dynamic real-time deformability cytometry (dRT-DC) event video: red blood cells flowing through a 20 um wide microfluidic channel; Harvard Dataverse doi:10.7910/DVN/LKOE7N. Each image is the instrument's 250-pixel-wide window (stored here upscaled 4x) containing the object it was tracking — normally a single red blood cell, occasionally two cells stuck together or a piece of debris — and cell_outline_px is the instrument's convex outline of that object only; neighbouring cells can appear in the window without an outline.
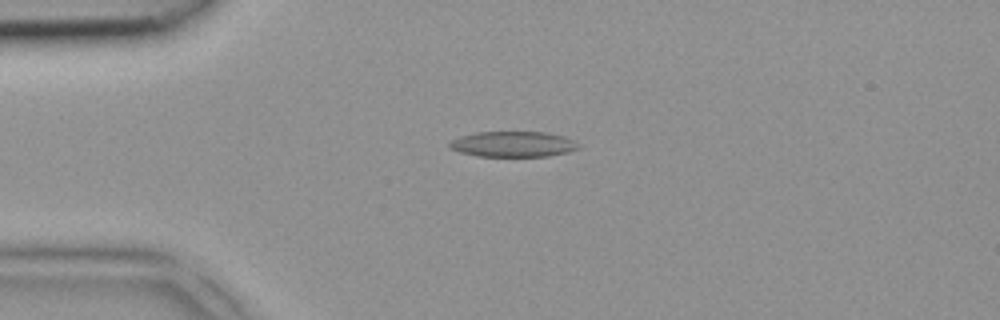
{"species": "common noctule bat (a hibernating species)", "species_latin": "Nyctalus noctula", "temperature_condition": "room temperature", "stored_images_in_passage": 5, "camera_frame_rate_fps": 3000, "um_per_image_px": 0.085, "animal": {"sex": "female", "body_mass_g": 18.4}, "frame": {"image": 1, "passage_image": 4, "time_ms": 1.0, "image_size_px": [1000, 320], "cell_outline_px": [[580, 148], [568, 152], [548, 156], [480, 156], [460, 152], [448, 148], [448, 140], [460, 136], [476, 132], [544, 132], [564, 136], [576, 140], [580, 144]], "centroid_in_image_um": [43.61, 12.25], "position_along_channel_um": 41.4, "area_um2": 19.42}}
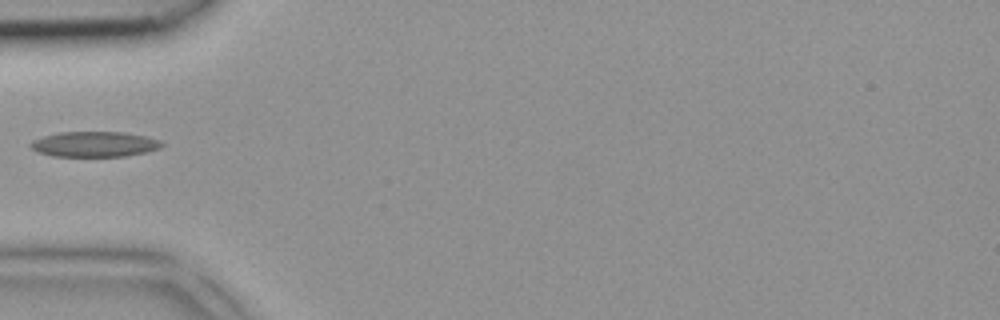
{"frame": {"image": 2, "passage_image": 5, "time_ms": 1.333, "image_size_px": [1000, 320], "cell_outline_px": [[164, 144], [160, 148], [144, 152], [124, 156], [52, 156], [40, 152], [32, 148], [28, 144], [32, 140], [44, 136], [60, 132], [124, 132], [144, 136], [160, 140]], "centroid_in_image_um": [8.02, 12.25], "position_along_channel_um": 77.0, "area_um2": 19.19}}